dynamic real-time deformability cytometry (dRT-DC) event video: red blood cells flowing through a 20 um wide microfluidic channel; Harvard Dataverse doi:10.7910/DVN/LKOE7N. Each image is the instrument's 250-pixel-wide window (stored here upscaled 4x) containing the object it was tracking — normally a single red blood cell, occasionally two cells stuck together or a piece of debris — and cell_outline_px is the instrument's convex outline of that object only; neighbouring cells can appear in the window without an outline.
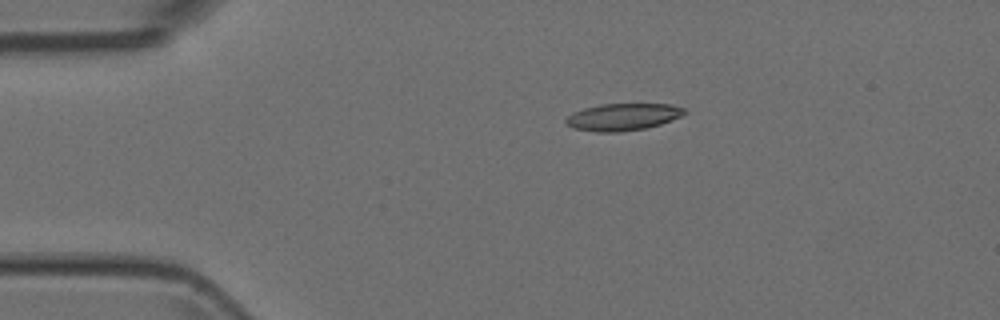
{"species": "Egyptian fruit bat (a non-hibernating species)", "species_latin": "Rousettus aegyptiacus", "temperature_condition": "room temperature", "stored_images_in_passage": 3, "camera_frame_rate_fps": 3000, "um_per_image_px": 0.085, "animal": {"sex": "female"}, "frame": {"image": 1, "passage_image": 1, "time_ms": 0.0, "image_size_px": [1000, 320], "cell_outline_px": [[688, 112], [672, 120], [660, 124], [644, 128], [616, 132], [596, 132], [572, 128], [564, 124], [564, 120], [572, 112], [584, 108], [600, 104], [672, 104], [684, 108]], "centroid_in_image_um": [52.9, 9.93], "position_along_channel_um": 32.1, "area_um2": 18.79}}
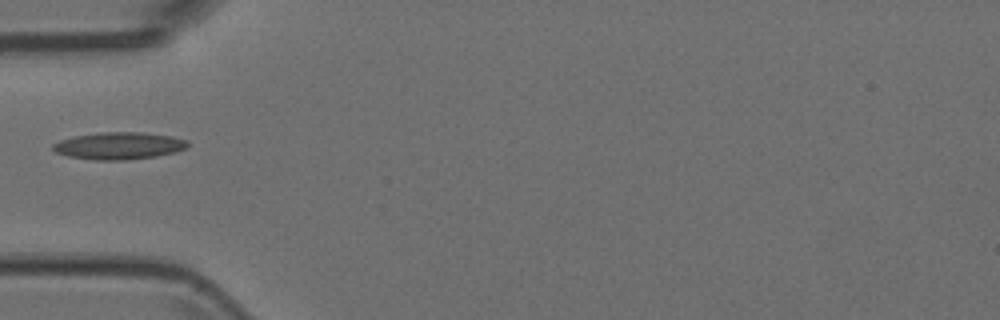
{"frame": {"image": 2, "passage_image": 3, "time_ms": 0.667, "image_size_px": [1000, 320], "cell_outline_px": [[188, 148], [176, 152], [156, 156], [124, 160], [96, 160], [68, 156], [56, 152], [52, 148], [52, 144], [60, 140], [72, 136], [100, 132], [140, 132], [172, 136], [188, 140]], "centroid_in_image_um": [10.12, 12.38], "position_along_channel_um": 74.9, "area_um2": 21.44}}